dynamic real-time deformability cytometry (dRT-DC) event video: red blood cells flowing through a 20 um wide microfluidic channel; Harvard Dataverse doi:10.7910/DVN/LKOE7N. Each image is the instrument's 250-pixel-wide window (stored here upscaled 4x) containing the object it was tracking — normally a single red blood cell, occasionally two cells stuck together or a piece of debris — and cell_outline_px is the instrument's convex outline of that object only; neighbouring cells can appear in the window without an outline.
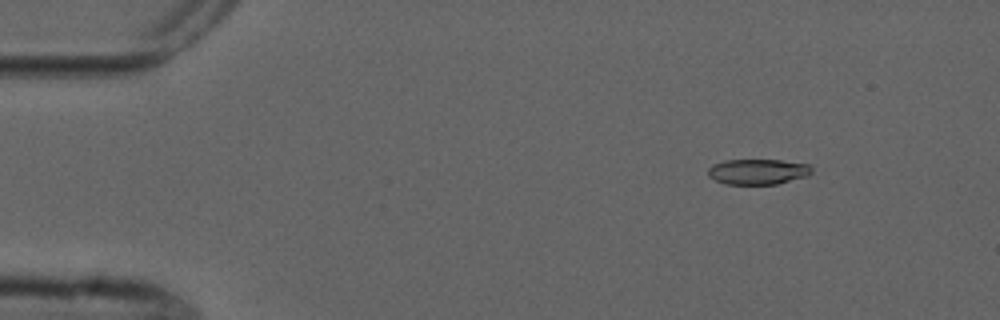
{"species": "common noctule bat (a hibernating species)", "species_latin": "Nyctalus noctula", "temperature_condition": "cold", "stored_images_in_passage": 4, "camera_frame_rate_fps": 3000, "um_per_image_px": 0.085, "animal": {"sex": "male", "forearm_length_mm": 52.5}, "frame": {"image": 1, "passage_image": 2, "time_ms": 1.333, "image_size_px": [1000, 320], "cell_outline_px": [[812, 172], [808, 176], [776, 184], [724, 184], [708, 176], [708, 168], [712, 164], [724, 160], [780, 160], [812, 164]], "centroid_in_image_um": [64.43, 14.58], "position_along_channel_um": 20.6, "area_um2": 15.55}}
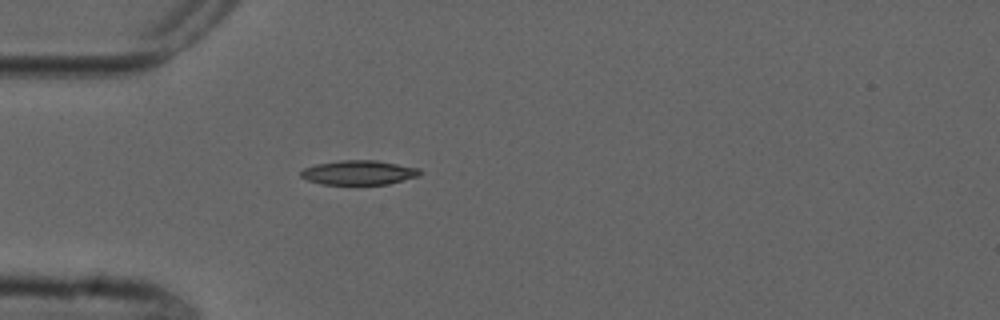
{"frame": {"image": 2, "passage_image": 4, "time_ms": 4.333, "image_size_px": [1000, 320], "cell_outline_px": [[420, 176], [388, 184], [320, 184], [308, 180], [300, 176], [300, 172], [304, 168], [316, 164], [340, 160], [376, 160], [420, 168]], "centroid_in_image_um": [30.5, 14.66], "position_along_channel_um": 54.5, "area_um2": 16.94}}